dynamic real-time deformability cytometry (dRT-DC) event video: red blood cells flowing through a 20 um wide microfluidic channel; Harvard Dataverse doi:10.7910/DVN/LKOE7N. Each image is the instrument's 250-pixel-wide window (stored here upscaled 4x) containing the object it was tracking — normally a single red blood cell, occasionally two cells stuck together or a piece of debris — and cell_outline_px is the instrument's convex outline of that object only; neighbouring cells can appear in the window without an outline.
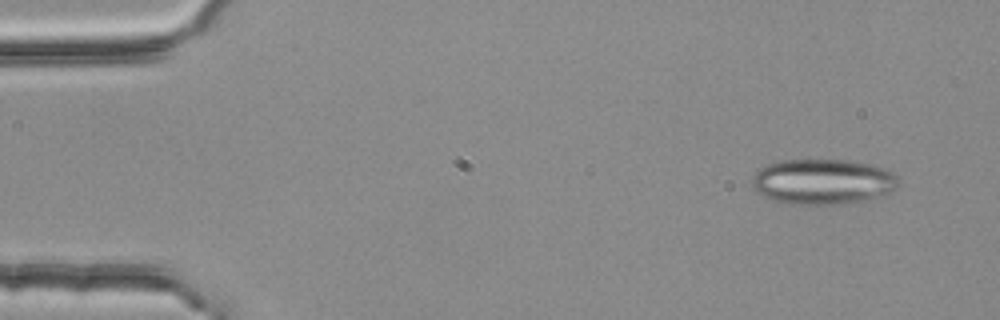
{"species": "common noctule bat (a hibernating species)", "species_latin": "Nyctalus noctula", "temperature_condition": "room temperature", "stored_images_in_passage": 3, "camera_frame_rate_fps": 3000, "um_per_image_px": 0.085, "animal": {"sex": "female", "body_mass_g": 25.1}, "frame": {"image": 1, "passage_image": 3, "time_ms": 0.667, "image_size_px": [1000, 320], "cell_outline_px": [[896, 188], [888, 192], [864, 200], [840, 204], [788, 204], [772, 200], [764, 196], [752, 188], [752, 176], [760, 168], [768, 164], [780, 160], [852, 160], [872, 164], [884, 168], [892, 172], [896, 176]], "centroid_in_image_um": [69.89, 15.43], "position_along_channel_um": 15.1, "area_um2": 38.61}}